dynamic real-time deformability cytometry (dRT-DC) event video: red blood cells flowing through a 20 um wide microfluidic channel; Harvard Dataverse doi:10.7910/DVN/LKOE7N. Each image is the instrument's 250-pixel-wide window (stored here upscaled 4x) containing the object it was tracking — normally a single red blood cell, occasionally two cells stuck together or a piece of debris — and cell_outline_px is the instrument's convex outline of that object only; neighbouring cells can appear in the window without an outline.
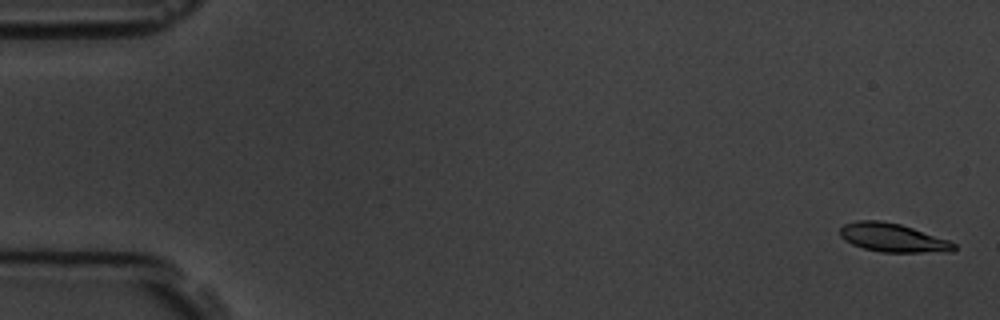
{"species": "common noctule bat (a hibernating species)", "species_latin": "Nyctalus noctula", "temperature_condition": "room temperature", "stored_images_in_passage": 10, "camera_frame_rate_fps": 3000, "um_per_image_px": 0.085, "animal": {"sex": "male", "body_mass_g": 19.5, "forearm_length_mm": 54.6}, "frame": {"image": 1, "passage_image": 1, "time_ms": 0.0, "image_size_px": [1000, 320], "cell_outline_px": [[956, 248], [952, 252], [880, 252], [864, 248], [852, 244], [844, 240], [840, 236], [840, 228], [844, 224], [856, 220], [880, 220], [900, 224], [948, 240], [956, 244]], "centroid_in_image_um": [75.87, 20.21], "position_along_channel_um": 9.1, "area_um2": 18.96}}
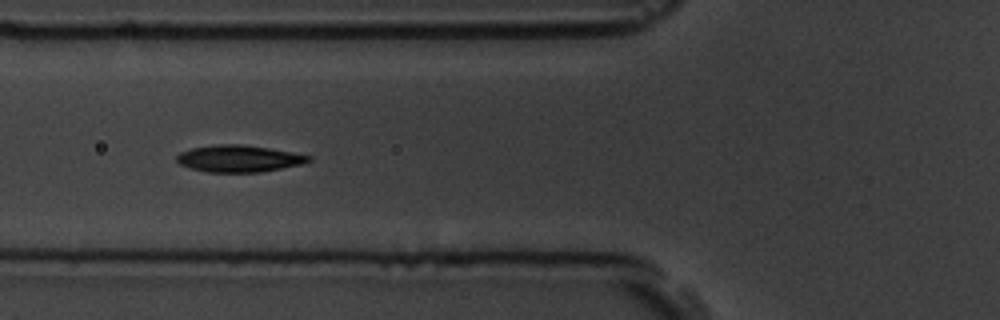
{"frame": {"image": 2, "passage_image": 7, "time_ms": 6.667, "image_size_px": [1000, 320], "cell_outline_px": [[312, 160], [304, 164], [260, 172], [208, 172], [192, 168], [180, 164], [176, 160], [176, 156], [180, 152], [192, 148], [216, 144], [240, 144], [268, 148], [292, 152], [312, 156]], "centroid_in_image_um": [20.33, 13.48], "position_along_channel_um": 105.5, "area_um2": 20.58}}
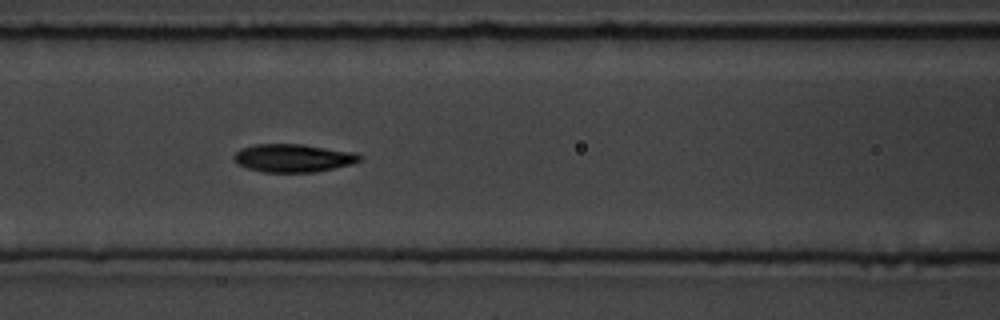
{"frame": {"image": 3, "passage_image": 8, "time_ms": 7.667, "image_size_px": [1000, 320], "cell_outline_px": [[360, 160], [352, 164], [316, 172], [264, 172], [248, 168], [236, 164], [232, 160], [232, 156], [240, 148], [256, 144], [300, 144], [356, 152], [360, 156]], "centroid_in_image_um": [24.87, 13.43], "position_along_channel_um": 141.7, "area_um2": 20.63}}